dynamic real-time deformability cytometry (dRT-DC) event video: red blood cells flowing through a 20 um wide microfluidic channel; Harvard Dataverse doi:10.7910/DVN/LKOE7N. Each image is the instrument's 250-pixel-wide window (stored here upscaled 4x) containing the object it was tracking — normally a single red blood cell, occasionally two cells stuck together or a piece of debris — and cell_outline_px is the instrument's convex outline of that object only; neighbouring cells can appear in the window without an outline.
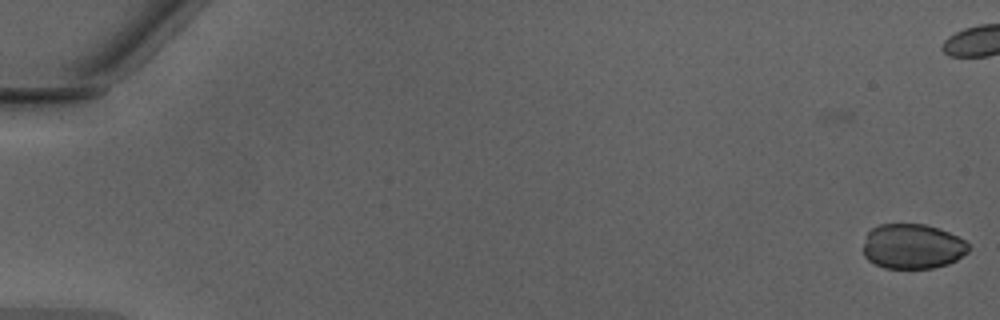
{"species": "Egyptian fruit bat (a non-hibernating species)", "species_latin": "Rousettus aegyptiacus", "temperature_condition": "warm", "stored_images_in_passage": 2, "camera_frame_rate_fps": 3000, "um_per_image_px": 0.085, "animal": {"sex": "male"}, "frame": {"image": 1, "passage_image": 2, "time_ms": 0.333, "image_size_px": [1000, 320], "cell_outline_px": [[968, 252], [956, 260], [948, 264], [932, 268], [884, 268], [868, 260], [864, 256], [864, 244], [868, 232], [872, 228], [880, 224], [924, 224], [940, 228], [964, 240], [968, 244]], "centroid_in_image_um": [77.56, 20.94], "position_along_channel_um": 7.4, "area_um2": 27.51}}